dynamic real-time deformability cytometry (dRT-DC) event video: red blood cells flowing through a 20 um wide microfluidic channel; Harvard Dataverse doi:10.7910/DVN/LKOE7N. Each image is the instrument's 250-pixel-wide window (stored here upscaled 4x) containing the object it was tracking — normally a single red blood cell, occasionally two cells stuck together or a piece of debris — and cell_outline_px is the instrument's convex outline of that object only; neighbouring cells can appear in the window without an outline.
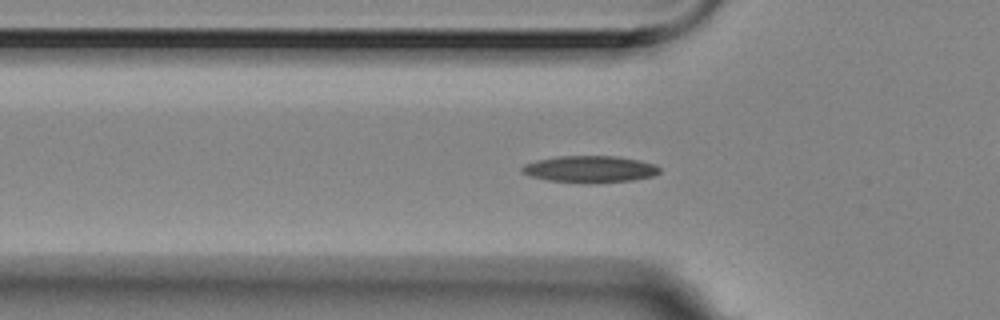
{"species": "Egyptian fruit bat (a non-hibernating species)", "species_latin": "Rousettus aegyptiacus", "temperature_condition": "room temperature", "stored_images_in_passage": 44, "camera_frame_rate_fps": 3000, "um_per_image_px": 0.085, "animal": {"sex": "female"}, "frame": {"image": 1, "passage_image": 5, "time_ms": 1.333, "image_size_px": [1000, 320], "cell_outline_px": [[660, 172], [652, 176], [632, 180], [588, 184], [584, 184], [548, 180], [528, 176], [520, 172], [520, 168], [524, 164], [536, 160], [556, 156], [616, 156], [656, 164], [660, 168]], "centroid_in_image_um": [50.08, 14.39], "position_along_channel_um": 75.7, "area_um2": 21.73}}
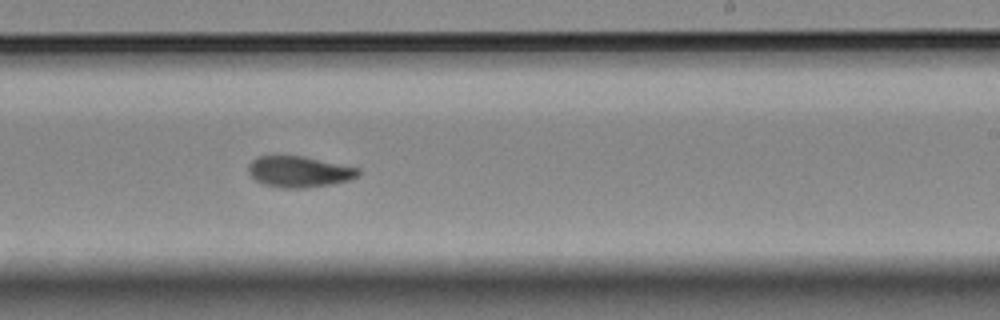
{"frame": {"image": 2, "passage_image": 21, "time_ms": 6.667, "image_size_px": [1000, 320], "cell_outline_px": [[360, 176], [348, 180], [332, 184], [304, 188], [284, 188], [264, 184], [256, 180], [248, 172], [248, 164], [256, 156], [304, 156], [360, 168]], "centroid_in_image_um": [25.44, 14.59], "position_along_channel_um": 263.6, "area_um2": 19.94}}
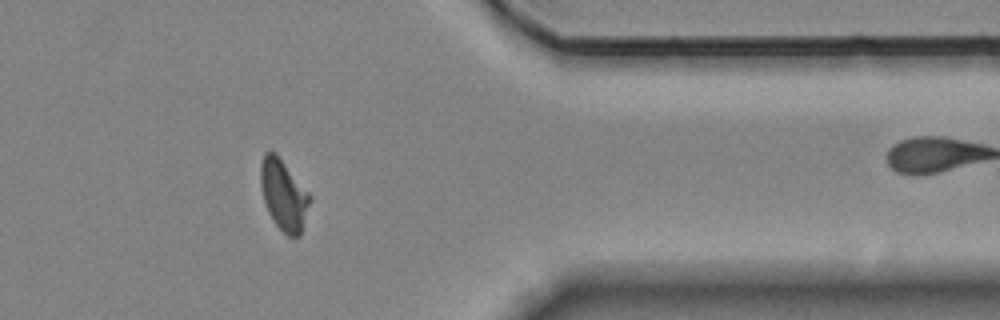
{"frame": {"image": 3, "passage_image": 33, "time_ms": 10.667, "image_size_px": [1000, 320], "cell_outline_px": [[312, 200], [300, 236], [288, 236], [272, 220], [268, 212], [264, 200], [260, 184], [260, 164], [264, 152], [276, 152], [312, 196]], "centroid_in_image_um": [24.12, 16.55], "position_along_channel_um": 387.3, "area_um2": 20.46}, "authors_computed_cell_mechanics": {"area_um2": 20.1722, "velocity_mm_per_s": 3.5151, "shape_relaxation_time_tau1_ms": 5.0706, "shape_relaxation_time_tau2_ms": 3.0584, "deformation_change_tau1": 0.167, "deformation_change_tau2": 0.0854}}